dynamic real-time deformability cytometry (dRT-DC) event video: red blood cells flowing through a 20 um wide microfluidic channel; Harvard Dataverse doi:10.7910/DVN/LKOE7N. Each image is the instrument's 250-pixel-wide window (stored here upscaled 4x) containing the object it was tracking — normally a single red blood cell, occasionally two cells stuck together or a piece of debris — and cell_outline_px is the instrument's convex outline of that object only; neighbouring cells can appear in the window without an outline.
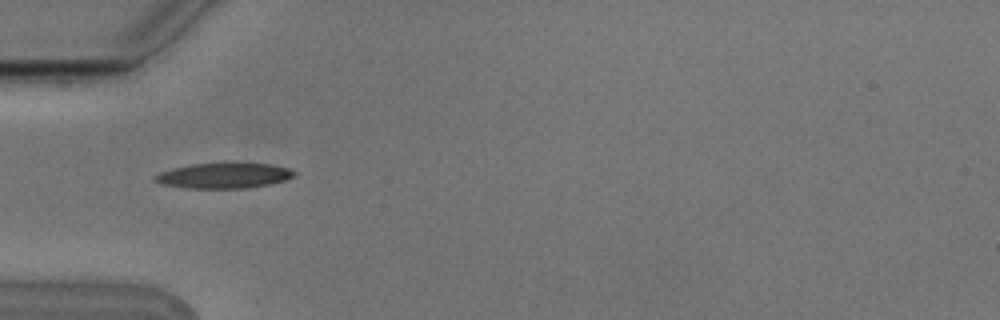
{"species": "Egyptian fruit bat (a non-hibernating species)", "species_latin": "Rousettus aegyptiacus", "temperature_condition": "cold", "stored_images_in_passage": 6, "camera_frame_rate_fps": 3000, "um_per_image_px": 0.085, "animal": {"sex": "male"}, "frame": {"image": 1, "passage_image": 3, "time_ms": 0.667, "image_size_px": [1000, 320], "cell_outline_px": [[296, 172], [292, 176], [284, 180], [268, 184], [244, 188], [188, 188], [160, 184], [152, 180], [152, 176], [160, 172], [172, 168], [192, 164], [268, 164], [288, 168]], "centroid_in_image_um": [18.93, 14.94], "position_along_channel_um": 66.1, "area_um2": 20.17}}
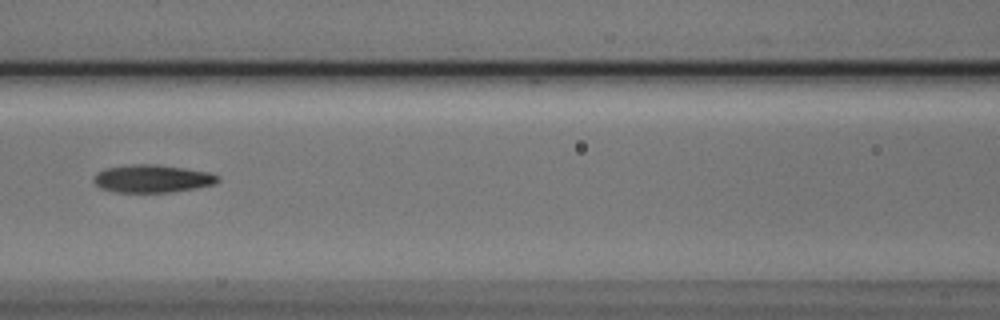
{"frame": {"image": 2, "passage_image": 5, "time_ms": 1.333, "image_size_px": [1000, 320], "cell_outline_px": [[220, 180], [216, 184], [196, 188], [172, 192], [116, 192], [100, 188], [92, 180], [92, 176], [96, 172], [104, 168], [132, 164], [156, 164], [212, 172], [220, 176]], "centroid_in_image_um": [12.95, 15.18], "position_along_channel_um": 153.6, "area_um2": 20.46}}
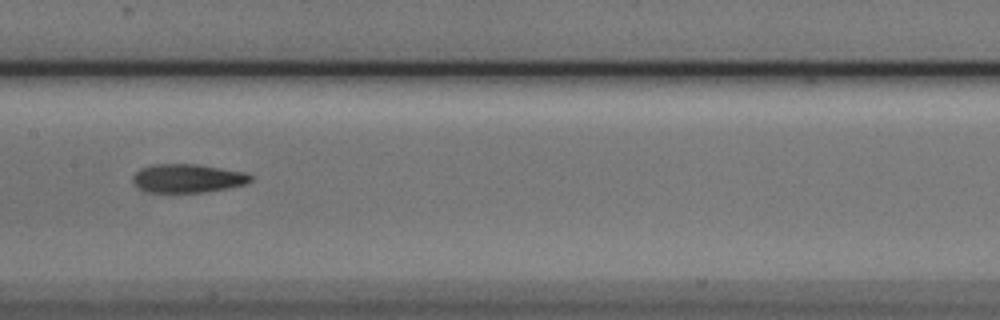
{"frame": {"image": 3, "passage_image": 6, "time_ms": 1.667, "image_size_px": [1000, 320], "cell_outline_px": [[252, 180], [244, 184], [228, 188], [200, 192], [148, 192], [136, 188], [132, 180], [132, 176], [140, 168], [156, 164], [196, 164], [244, 172], [252, 176]], "centroid_in_image_um": [15.9, 15.16], "position_along_channel_um": 191.5, "area_um2": 19.54}}